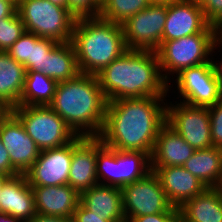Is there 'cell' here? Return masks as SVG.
<instances>
[{
	"label": "cell",
	"instance_id": "1",
	"mask_svg": "<svg viewBox=\"0 0 222 222\" xmlns=\"http://www.w3.org/2000/svg\"><path fill=\"white\" fill-rule=\"evenodd\" d=\"M167 97L170 96L107 102L104 125L98 137L111 149L141 151L151 156L159 130L166 123Z\"/></svg>",
	"mask_w": 222,
	"mask_h": 222
},
{
	"label": "cell",
	"instance_id": "2",
	"mask_svg": "<svg viewBox=\"0 0 222 222\" xmlns=\"http://www.w3.org/2000/svg\"><path fill=\"white\" fill-rule=\"evenodd\" d=\"M96 76L108 102L169 95L155 51L127 50Z\"/></svg>",
	"mask_w": 222,
	"mask_h": 222
},
{
	"label": "cell",
	"instance_id": "3",
	"mask_svg": "<svg viewBox=\"0 0 222 222\" xmlns=\"http://www.w3.org/2000/svg\"><path fill=\"white\" fill-rule=\"evenodd\" d=\"M107 102L97 76L80 73L76 78L58 83L49 106L77 136H99Z\"/></svg>",
	"mask_w": 222,
	"mask_h": 222
},
{
	"label": "cell",
	"instance_id": "4",
	"mask_svg": "<svg viewBox=\"0 0 222 222\" xmlns=\"http://www.w3.org/2000/svg\"><path fill=\"white\" fill-rule=\"evenodd\" d=\"M71 42L80 72L90 75H97L128 50L122 25L99 16L77 17Z\"/></svg>",
	"mask_w": 222,
	"mask_h": 222
},
{
	"label": "cell",
	"instance_id": "5",
	"mask_svg": "<svg viewBox=\"0 0 222 222\" xmlns=\"http://www.w3.org/2000/svg\"><path fill=\"white\" fill-rule=\"evenodd\" d=\"M219 39V29L210 24L202 33L165 41L156 51L164 80L169 84L183 69L211 61Z\"/></svg>",
	"mask_w": 222,
	"mask_h": 222
},
{
	"label": "cell",
	"instance_id": "6",
	"mask_svg": "<svg viewBox=\"0 0 222 222\" xmlns=\"http://www.w3.org/2000/svg\"><path fill=\"white\" fill-rule=\"evenodd\" d=\"M17 13L27 32L57 43L72 40L77 16L68 8L48 0H20Z\"/></svg>",
	"mask_w": 222,
	"mask_h": 222
},
{
	"label": "cell",
	"instance_id": "7",
	"mask_svg": "<svg viewBox=\"0 0 222 222\" xmlns=\"http://www.w3.org/2000/svg\"><path fill=\"white\" fill-rule=\"evenodd\" d=\"M96 176L98 184L122 188L151 172L150 155L105 146L97 136Z\"/></svg>",
	"mask_w": 222,
	"mask_h": 222
},
{
	"label": "cell",
	"instance_id": "8",
	"mask_svg": "<svg viewBox=\"0 0 222 222\" xmlns=\"http://www.w3.org/2000/svg\"><path fill=\"white\" fill-rule=\"evenodd\" d=\"M10 111L21 121L40 150L65 146L77 137L49 105H19Z\"/></svg>",
	"mask_w": 222,
	"mask_h": 222
},
{
	"label": "cell",
	"instance_id": "9",
	"mask_svg": "<svg viewBox=\"0 0 222 222\" xmlns=\"http://www.w3.org/2000/svg\"><path fill=\"white\" fill-rule=\"evenodd\" d=\"M172 83L176 85L169 83L168 93L170 94L171 88L175 86V90L178 91L176 98L182 103L209 107L222 101L214 58L209 62L183 69L173 77Z\"/></svg>",
	"mask_w": 222,
	"mask_h": 222
},
{
	"label": "cell",
	"instance_id": "10",
	"mask_svg": "<svg viewBox=\"0 0 222 222\" xmlns=\"http://www.w3.org/2000/svg\"><path fill=\"white\" fill-rule=\"evenodd\" d=\"M121 191L126 222L134 217L179 212L178 208L169 203L159 177L154 171L122 187Z\"/></svg>",
	"mask_w": 222,
	"mask_h": 222
},
{
	"label": "cell",
	"instance_id": "11",
	"mask_svg": "<svg viewBox=\"0 0 222 222\" xmlns=\"http://www.w3.org/2000/svg\"><path fill=\"white\" fill-rule=\"evenodd\" d=\"M167 100L166 123L195 150L213 147L209 108Z\"/></svg>",
	"mask_w": 222,
	"mask_h": 222
},
{
	"label": "cell",
	"instance_id": "12",
	"mask_svg": "<svg viewBox=\"0 0 222 222\" xmlns=\"http://www.w3.org/2000/svg\"><path fill=\"white\" fill-rule=\"evenodd\" d=\"M167 16V3H151L146 9L129 17L123 24L128 50L157 51L162 45Z\"/></svg>",
	"mask_w": 222,
	"mask_h": 222
},
{
	"label": "cell",
	"instance_id": "13",
	"mask_svg": "<svg viewBox=\"0 0 222 222\" xmlns=\"http://www.w3.org/2000/svg\"><path fill=\"white\" fill-rule=\"evenodd\" d=\"M0 139L9 153L12 167L19 174H25L41 150L11 111L0 121Z\"/></svg>",
	"mask_w": 222,
	"mask_h": 222
},
{
	"label": "cell",
	"instance_id": "14",
	"mask_svg": "<svg viewBox=\"0 0 222 222\" xmlns=\"http://www.w3.org/2000/svg\"><path fill=\"white\" fill-rule=\"evenodd\" d=\"M72 161V142L59 148L41 150L39 157L25 173L31 187L68 184Z\"/></svg>",
	"mask_w": 222,
	"mask_h": 222
},
{
	"label": "cell",
	"instance_id": "15",
	"mask_svg": "<svg viewBox=\"0 0 222 222\" xmlns=\"http://www.w3.org/2000/svg\"><path fill=\"white\" fill-rule=\"evenodd\" d=\"M209 25L197 0H177L167 3L162 44L165 41L202 33Z\"/></svg>",
	"mask_w": 222,
	"mask_h": 222
},
{
	"label": "cell",
	"instance_id": "16",
	"mask_svg": "<svg viewBox=\"0 0 222 222\" xmlns=\"http://www.w3.org/2000/svg\"><path fill=\"white\" fill-rule=\"evenodd\" d=\"M96 158L97 136H77L72 141L68 185L79 194L98 184Z\"/></svg>",
	"mask_w": 222,
	"mask_h": 222
},
{
	"label": "cell",
	"instance_id": "17",
	"mask_svg": "<svg viewBox=\"0 0 222 222\" xmlns=\"http://www.w3.org/2000/svg\"><path fill=\"white\" fill-rule=\"evenodd\" d=\"M151 170L159 177L169 203L178 209L207 188L183 166L151 167Z\"/></svg>",
	"mask_w": 222,
	"mask_h": 222
},
{
	"label": "cell",
	"instance_id": "18",
	"mask_svg": "<svg viewBox=\"0 0 222 222\" xmlns=\"http://www.w3.org/2000/svg\"><path fill=\"white\" fill-rule=\"evenodd\" d=\"M37 214L73 218L80 194L70 185L32 187Z\"/></svg>",
	"mask_w": 222,
	"mask_h": 222
},
{
	"label": "cell",
	"instance_id": "19",
	"mask_svg": "<svg viewBox=\"0 0 222 222\" xmlns=\"http://www.w3.org/2000/svg\"><path fill=\"white\" fill-rule=\"evenodd\" d=\"M0 212L31 220L35 214V197L25 174L10 177L0 194Z\"/></svg>",
	"mask_w": 222,
	"mask_h": 222
},
{
	"label": "cell",
	"instance_id": "20",
	"mask_svg": "<svg viewBox=\"0 0 222 222\" xmlns=\"http://www.w3.org/2000/svg\"><path fill=\"white\" fill-rule=\"evenodd\" d=\"M196 150L165 123L155 140L151 167L183 166Z\"/></svg>",
	"mask_w": 222,
	"mask_h": 222
},
{
	"label": "cell",
	"instance_id": "21",
	"mask_svg": "<svg viewBox=\"0 0 222 222\" xmlns=\"http://www.w3.org/2000/svg\"><path fill=\"white\" fill-rule=\"evenodd\" d=\"M80 203L89 211L112 222H126L121 188L96 184L80 193Z\"/></svg>",
	"mask_w": 222,
	"mask_h": 222
},
{
	"label": "cell",
	"instance_id": "22",
	"mask_svg": "<svg viewBox=\"0 0 222 222\" xmlns=\"http://www.w3.org/2000/svg\"><path fill=\"white\" fill-rule=\"evenodd\" d=\"M180 222H222V196L218 188H206L179 208Z\"/></svg>",
	"mask_w": 222,
	"mask_h": 222
},
{
	"label": "cell",
	"instance_id": "23",
	"mask_svg": "<svg viewBox=\"0 0 222 222\" xmlns=\"http://www.w3.org/2000/svg\"><path fill=\"white\" fill-rule=\"evenodd\" d=\"M183 167L207 188L222 182V150L218 147L196 150Z\"/></svg>",
	"mask_w": 222,
	"mask_h": 222
},
{
	"label": "cell",
	"instance_id": "24",
	"mask_svg": "<svg viewBox=\"0 0 222 222\" xmlns=\"http://www.w3.org/2000/svg\"><path fill=\"white\" fill-rule=\"evenodd\" d=\"M25 75L23 64L0 51V101L10 110L19 106Z\"/></svg>",
	"mask_w": 222,
	"mask_h": 222
},
{
	"label": "cell",
	"instance_id": "25",
	"mask_svg": "<svg viewBox=\"0 0 222 222\" xmlns=\"http://www.w3.org/2000/svg\"><path fill=\"white\" fill-rule=\"evenodd\" d=\"M72 42L57 43L47 54L45 75L57 83L76 78L80 74Z\"/></svg>",
	"mask_w": 222,
	"mask_h": 222
},
{
	"label": "cell",
	"instance_id": "26",
	"mask_svg": "<svg viewBox=\"0 0 222 222\" xmlns=\"http://www.w3.org/2000/svg\"><path fill=\"white\" fill-rule=\"evenodd\" d=\"M58 83L38 71H26L19 105L44 106L53 101Z\"/></svg>",
	"mask_w": 222,
	"mask_h": 222
},
{
	"label": "cell",
	"instance_id": "27",
	"mask_svg": "<svg viewBox=\"0 0 222 222\" xmlns=\"http://www.w3.org/2000/svg\"><path fill=\"white\" fill-rule=\"evenodd\" d=\"M151 0H102L99 17L122 25L129 17L146 9Z\"/></svg>",
	"mask_w": 222,
	"mask_h": 222
},
{
	"label": "cell",
	"instance_id": "28",
	"mask_svg": "<svg viewBox=\"0 0 222 222\" xmlns=\"http://www.w3.org/2000/svg\"><path fill=\"white\" fill-rule=\"evenodd\" d=\"M25 31L24 23L18 13L0 19V51L7 52Z\"/></svg>",
	"mask_w": 222,
	"mask_h": 222
},
{
	"label": "cell",
	"instance_id": "29",
	"mask_svg": "<svg viewBox=\"0 0 222 222\" xmlns=\"http://www.w3.org/2000/svg\"><path fill=\"white\" fill-rule=\"evenodd\" d=\"M57 44L51 39L41 38L33 33L31 67L27 71H38L45 74L46 54Z\"/></svg>",
	"mask_w": 222,
	"mask_h": 222
},
{
	"label": "cell",
	"instance_id": "30",
	"mask_svg": "<svg viewBox=\"0 0 222 222\" xmlns=\"http://www.w3.org/2000/svg\"><path fill=\"white\" fill-rule=\"evenodd\" d=\"M33 33H25L8 49L7 53L17 62L24 65L27 71L31 67Z\"/></svg>",
	"mask_w": 222,
	"mask_h": 222
},
{
	"label": "cell",
	"instance_id": "31",
	"mask_svg": "<svg viewBox=\"0 0 222 222\" xmlns=\"http://www.w3.org/2000/svg\"><path fill=\"white\" fill-rule=\"evenodd\" d=\"M213 147L222 148V101L209 106Z\"/></svg>",
	"mask_w": 222,
	"mask_h": 222
},
{
	"label": "cell",
	"instance_id": "32",
	"mask_svg": "<svg viewBox=\"0 0 222 222\" xmlns=\"http://www.w3.org/2000/svg\"><path fill=\"white\" fill-rule=\"evenodd\" d=\"M67 7L77 16H98L100 0H67Z\"/></svg>",
	"mask_w": 222,
	"mask_h": 222
},
{
	"label": "cell",
	"instance_id": "33",
	"mask_svg": "<svg viewBox=\"0 0 222 222\" xmlns=\"http://www.w3.org/2000/svg\"><path fill=\"white\" fill-rule=\"evenodd\" d=\"M205 19L219 28L222 25V0H197Z\"/></svg>",
	"mask_w": 222,
	"mask_h": 222
},
{
	"label": "cell",
	"instance_id": "34",
	"mask_svg": "<svg viewBox=\"0 0 222 222\" xmlns=\"http://www.w3.org/2000/svg\"><path fill=\"white\" fill-rule=\"evenodd\" d=\"M128 222H180L179 212H164L140 217H134Z\"/></svg>",
	"mask_w": 222,
	"mask_h": 222
},
{
	"label": "cell",
	"instance_id": "35",
	"mask_svg": "<svg viewBox=\"0 0 222 222\" xmlns=\"http://www.w3.org/2000/svg\"><path fill=\"white\" fill-rule=\"evenodd\" d=\"M72 222H112V221L103 219V216H99L98 214L89 211L79 202L73 214Z\"/></svg>",
	"mask_w": 222,
	"mask_h": 222
},
{
	"label": "cell",
	"instance_id": "36",
	"mask_svg": "<svg viewBox=\"0 0 222 222\" xmlns=\"http://www.w3.org/2000/svg\"><path fill=\"white\" fill-rule=\"evenodd\" d=\"M0 173L8 176H17L19 173L12 167L10 156L0 139Z\"/></svg>",
	"mask_w": 222,
	"mask_h": 222
},
{
	"label": "cell",
	"instance_id": "37",
	"mask_svg": "<svg viewBox=\"0 0 222 222\" xmlns=\"http://www.w3.org/2000/svg\"><path fill=\"white\" fill-rule=\"evenodd\" d=\"M17 13V6L9 0H0V19L11 17Z\"/></svg>",
	"mask_w": 222,
	"mask_h": 222
},
{
	"label": "cell",
	"instance_id": "38",
	"mask_svg": "<svg viewBox=\"0 0 222 222\" xmlns=\"http://www.w3.org/2000/svg\"><path fill=\"white\" fill-rule=\"evenodd\" d=\"M27 222H72V219L60 216H49L36 213L35 216Z\"/></svg>",
	"mask_w": 222,
	"mask_h": 222
},
{
	"label": "cell",
	"instance_id": "39",
	"mask_svg": "<svg viewBox=\"0 0 222 222\" xmlns=\"http://www.w3.org/2000/svg\"><path fill=\"white\" fill-rule=\"evenodd\" d=\"M221 48V49H220ZM215 50L216 51H214V53L215 52H220V54H221V51L220 50H222V38H220L218 41H217V43H216V46H215ZM217 50H219V51H217ZM217 53H215L214 54V64H215V67H216V70H217V74H218V77H219V81H220V88H221V94H222V58H219L218 57V59H220L221 61H217V58H215V56H217L216 54ZM216 59V60H215Z\"/></svg>",
	"mask_w": 222,
	"mask_h": 222
},
{
	"label": "cell",
	"instance_id": "40",
	"mask_svg": "<svg viewBox=\"0 0 222 222\" xmlns=\"http://www.w3.org/2000/svg\"><path fill=\"white\" fill-rule=\"evenodd\" d=\"M2 222H26V221H24L23 219L14 217L12 215H9V214H5L2 217Z\"/></svg>",
	"mask_w": 222,
	"mask_h": 222
},
{
	"label": "cell",
	"instance_id": "41",
	"mask_svg": "<svg viewBox=\"0 0 222 222\" xmlns=\"http://www.w3.org/2000/svg\"><path fill=\"white\" fill-rule=\"evenodd\" d=\"M10 112V109L7 108L1 101H0V121Z\"/></svg>",
	"mask_w": 222,
	"mask_h": 222
},
{
	"label": "cell",
	"instance_id": "42",
	"mask_svg": "<svg viewBox=\"0 0 222 222\" xmlns=\"http://www.w3.org/2000/svg\"><path fill=\"white\" fill-rule=\"evenodd\" d=\"M11 176H8V175H5V174H1L0 173V194H1V191L3 189V186L5 184V182L10 178Z\"/></svg>",
	"mask_w": 222,
	"mask_h": 222
},
{
	"label": "cell",
	"instance_id": "43",
	"mask_svg": "<svg viewBox=\"0 0 222 222\" xmlns=\"http://www.w3.org/2000/svg\"><path fill=\"white\" fill-rule=\"evenodd\" d=\"M48 1L62 7H67V0H48Z\"/></svg>",
	"mask_w": 222,
	"mask_h": 222
},
{
	"label": "cell",
	"instance_id": "44",
	"mask_svg": "<svg viewBox=\"0 0 222 222\" xmlns=\"http://www.w3.org/2000/svg\"><path fill=\"white\" fill-rule=\"evenodd\" d=\"M177 0H151L152 3H170Z\"/></svg>",
	"mask_w": 222,
	"mask_h": 222
},
{
	"label": "cell",
	"instance_id": "45",
	"mask_svg": "<svg viewBox=\"0 0 222 222\" xmlns=\"http://www.w3.org/2000/svg\"><path fill=\"white\" fill-rule=\"evenodd\" d=\"M9 1H11L12 3H14L16 6H18V5H19V2H20V0H9Z\"/></svg>",
	"mask_w": 222,
	"mask_h": 222
},
{
	"label": "cell",
	"instance_id": "46",
	"mask_svg": "<svg viewBox=\"0 0 222 222\" xmlns=\"http://www.w3.org/2000/svg\"><path fill=\"white\" fill-rule=\"evenodd\" d=\"M217 188L220 191L221 196H222V182L217 186Z\"/></svg>",
	"mask_w": 222,
	"mask_h": 222
},
{
	"label": "cell",
	"instance_id": "47",
	"mask_svg": "<svg viewBox=\"0 0 222 222\" xmlns=\"http://www.w3.org/2000/svg\"><path fill=\"white\" fill-rule=\"evenodd\" d=\"M218 29H219L220 38H222V25Z\"/></svg>",
	"mask_w": 222,
	"mask_h": 222
},
{
	"label": "cell",
	"instance_id": "48",
	"mask_svg": "<svg viewBox=\"0 0 222 222\" xmlns=\"http://www.w3.org/2000/svg\"><path fill=\"white\" fill-rule=\"evenodd\" d=\"M6 213L0 212V222H2V217L5 215Z\"/></svg>",
	"mask_w": 222,
	"mask_h": 222
}]
</instances>
